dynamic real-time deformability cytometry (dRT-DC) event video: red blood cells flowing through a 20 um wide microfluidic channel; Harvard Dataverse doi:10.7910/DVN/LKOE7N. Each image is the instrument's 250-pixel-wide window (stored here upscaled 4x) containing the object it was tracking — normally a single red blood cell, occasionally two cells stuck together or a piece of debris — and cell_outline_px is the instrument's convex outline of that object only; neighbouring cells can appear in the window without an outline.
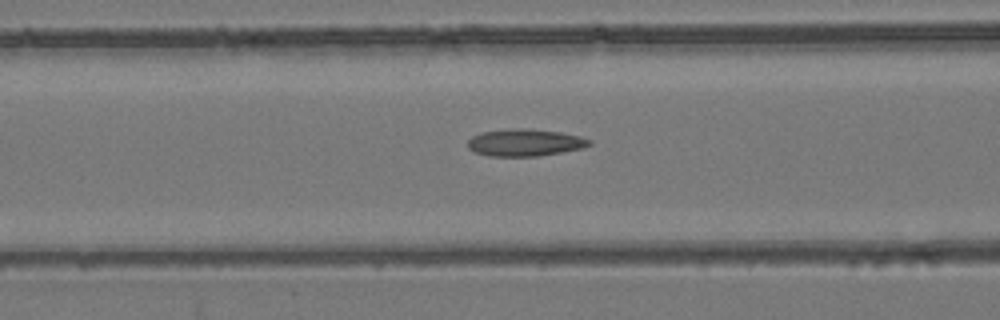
{"species": "common noctule bat (a hibernating species)", "species_latin": "Nyctalus noctula", "temperature_condition": "room temperature", "stored_images_in_passage": 35, "camera_frame_rate_fps": 3000, "um_per_image_px": 0.085, "animal": {"sex": "female", "body_mass_g": 24.6, "forearm_length_mm": 56.2}, "frame": {"image": 1, "passage_image": 14, "time_ms": 4.333, "image_size_px": [1000, 320], "cell_outline_px": [[592, 144], [584, 148], [536, 156], [488, 156], [472, 152], [468, 148], [468, 140], [472, 136], [480, 132], [508, 128], [528, 128], [560, 132], [580, 136], [592, 140]], "centroid_in_image_um": [44.59, 12.11], "position_along_channel_um": 122.0, "area_um2": 19.48}}
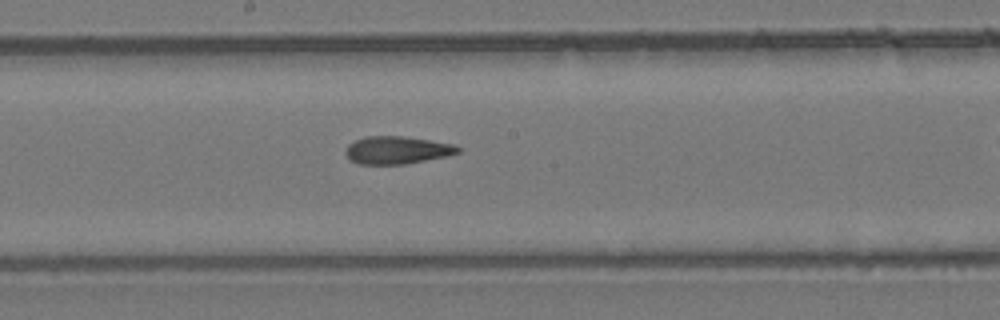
{"frame": {"image": 2, "passage_image": 21, "time_ms": 6.667, "image_size_px": [1000, 320], "cell_outline_px": [[460, 152], [448, 156], [404, 164], [360, 164], [352, 160], [344, 152], [348, 144], [364, 136], [400, 136], [428, 140], [452, 144], [460, 148]], "centroid_in_image_um": [33.74, 12.76], "position_along_channel_um": 214.5, "area_um2": 17.92}}
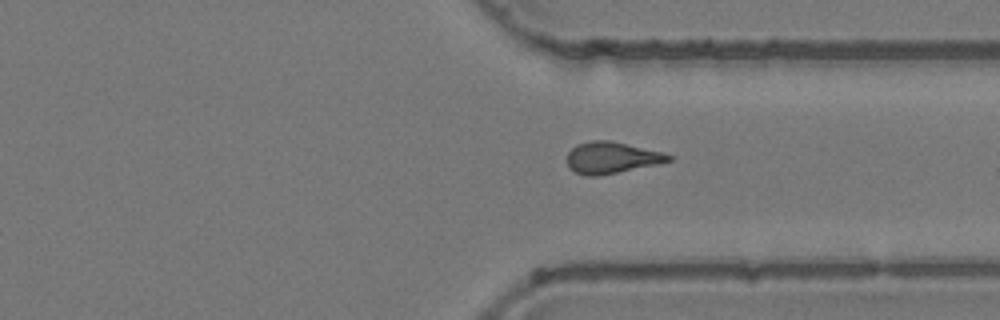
{"frame": {"image": 3, "passage_image": 32, "time_ms": 10.333, "image_size_px": [1000, 320], "cell_outline_px": [[672, 160], [660, 164], [600, 176], [584, 176], [568, 168], [568, 152], [576, 144], [592, 140], [608, 140], [664, 152], [672, 156]], "centroid_in_image_um": [52.0, 13.41], "position_along_channel_um": 359.4, "area_um2": 18.84}}